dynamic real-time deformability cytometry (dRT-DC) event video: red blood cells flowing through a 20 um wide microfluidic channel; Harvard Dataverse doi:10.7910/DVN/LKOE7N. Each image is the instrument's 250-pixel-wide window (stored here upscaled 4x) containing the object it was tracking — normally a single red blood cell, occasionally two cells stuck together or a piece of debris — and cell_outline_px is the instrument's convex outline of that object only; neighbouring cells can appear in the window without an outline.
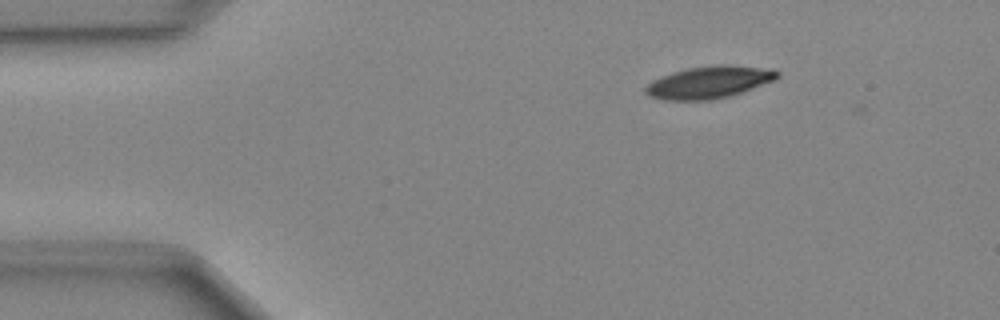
{"species": "Egyptian fruit bat (a non-hibernating species)", "species_latin": "Rousettus aegyptiacus", "temperature_condition": "cold", "stored_images_in_passage": 3, "camera_frame_rate_fps": 3000, "um_per_image_px": 0.085, "animal": {"sex": "female"}, "frame": {"image": 1, "passage_image": 1, "time_ms": 0.0, "image_size_px": [1000, 320], "cell_outline_px": [[780, 76], [776, 80], [732, 96], [712, 100], [664, 100], [648, 96], [644, 92], [644, 88], [652, 80], [660, 76], [672, 72], [688, 68], [716, 64], [728, 64], [772, 68], [780, 72]], "centroid_in_image_um": [60.31, 6.98], "position_along_channel_um": 24.7, "area_um2": 25.32}}